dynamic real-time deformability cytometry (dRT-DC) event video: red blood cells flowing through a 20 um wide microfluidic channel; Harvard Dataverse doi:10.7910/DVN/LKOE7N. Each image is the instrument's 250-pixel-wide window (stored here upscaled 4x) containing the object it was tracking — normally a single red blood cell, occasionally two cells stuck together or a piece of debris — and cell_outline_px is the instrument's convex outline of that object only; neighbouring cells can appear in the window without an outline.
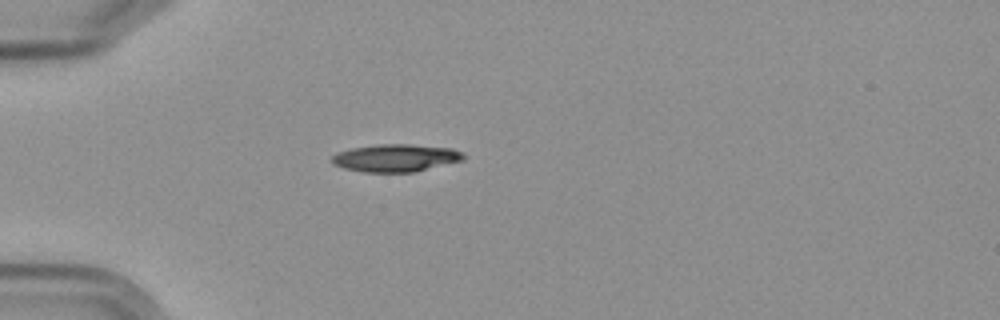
{"species": "Egyptian fruit bat (a non-hibernating species)", "species_latin": "Rousettus aegyptiacus", "temperature_condition": "cold", "stored_images_in_passage": 1, "camera_frame_rate_fps": 3000, "um_per_image_px": 0.085, "frame": {"image": 1, "passage_image": 1, "time_ms": 0.0, "image_size_px": [1000, 320], "cell_outline_px": [[464, 160], [412, 172], [364, 172], [344, 168], [332, 164], [332, 156], [336, 152], [352, 148], [380, 144], [408, 144], [452, 148], [464, 152]], "centroid_in_image_um": [33.63, 13.42], "position_along_channel_um": 51.4, "area_um2": 21.1}}